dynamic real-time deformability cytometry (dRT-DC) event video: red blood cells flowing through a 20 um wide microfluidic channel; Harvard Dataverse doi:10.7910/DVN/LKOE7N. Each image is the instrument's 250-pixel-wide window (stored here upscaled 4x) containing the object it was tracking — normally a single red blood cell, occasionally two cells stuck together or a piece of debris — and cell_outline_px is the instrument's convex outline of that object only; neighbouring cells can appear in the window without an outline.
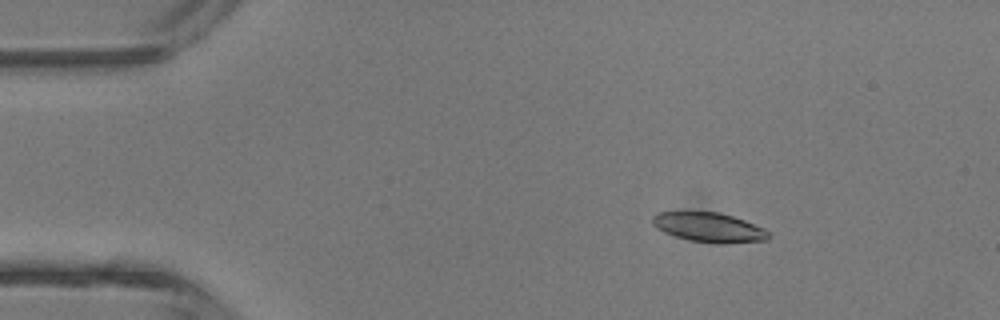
{"species": "common noctule bat (a hibernating species)", "species_latin": "Nyctalus noctula", "temperature_condition": "room temperature", "stored_images_in_passage": 3, "camera_frame_rate_fps": 3000, "um_per_image_px": 0.085, "animal": {"sex": "male", "body_mass_g": 13.3}, "frame": {"image": 1, "passage_image": 1, "time_ms": 0.0, "image_size_px": [1000, 320], "cell_outline_px": [[772, 236], [768, 240], [720, 244], [716, 244], [688, 240], [664, 232], [656, 228], [652, 224], [652, 216], [660, 212], [720, 212], [744, 220], [764, 228]], "centroid_in_image_um": [60.28, 19.33], "position_along_channel_um": 24.7, "area_um2": 20.06}}
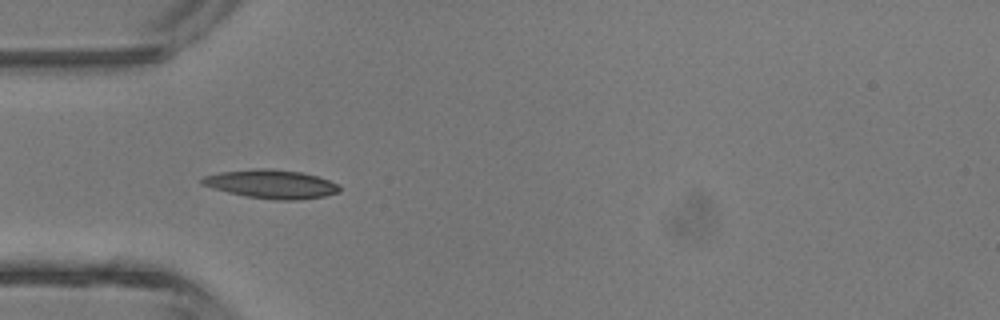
{"frame": {"image": 2, "passage_image": 3, "time_ms": 2.333, "image_size_px": [1000, 320], "cell_outline_px": [[340, 192], [324, 196], [300, 200], [276, 200], [244, 196], [212, 188], [200, 184], [200, 180], [204, 176], [220, 172], [252, 168], [268, 168], [300, 172], [316, 176], [328, 180], [336, 184], [340, 188]], "centroid_in_image_um": [23.02, 15.65], "position_along_channel_um": 62.0, "area_um2": 23.0}}